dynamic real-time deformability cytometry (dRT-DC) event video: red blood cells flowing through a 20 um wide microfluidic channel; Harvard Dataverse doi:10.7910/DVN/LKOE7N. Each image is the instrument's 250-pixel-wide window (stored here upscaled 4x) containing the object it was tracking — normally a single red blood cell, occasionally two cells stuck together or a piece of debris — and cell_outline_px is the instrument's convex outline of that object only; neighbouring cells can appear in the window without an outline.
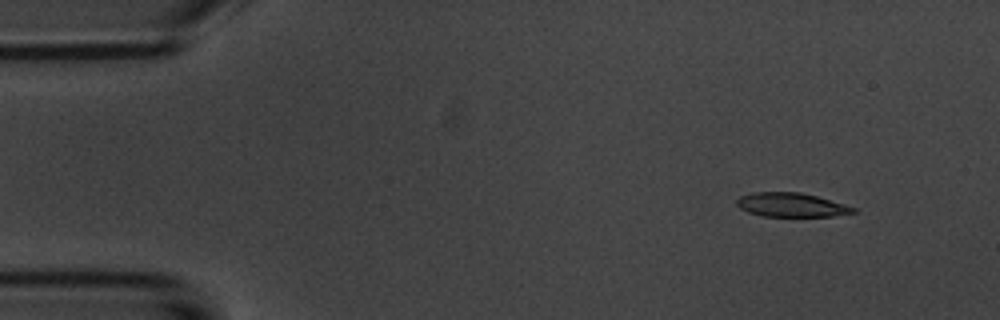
{"species": "common noctule bat (a hibernating species)", "species_latin": "Nyctalus noctula", "temperature_condition": "room temperature", "stored_images_in_passage": 8, "camera_frame_rate_fps": 3000, "um_per_image_px": 0.085, "animal": {"sex": "male", "body_mass_g": 20.1, "forearm_length_mm": 53.5}, "frame": {"image": 1, "passage_image": 2, "time_ms": 1.0, "image_size_px": [1000, 320], "cell_outline_px": [[856, 212], [832, 216], [760, 216], [748, 212], [740, 208], [736, 204], [736, 200], [740, 196], [752, 192], [800, 192], [816, 196], [844, 204], [856, 208]], "centroid_in_image_um": [67.22, 17.41], "position_along_channel_um": 17.8, "area_um2": 16.24}}
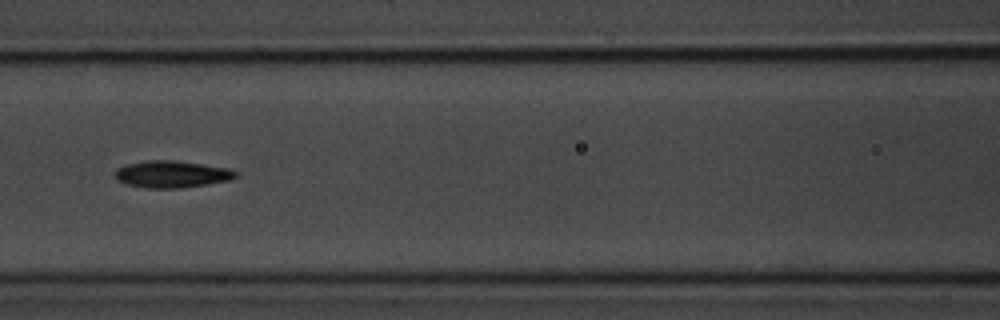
{"frame": {"image": 2, "passage_image": 7, "time_ms": 7.0, "image_size_px": [1000, 320], "cell_outline_px": [[236, 176], [228, 180], [204, 184], [176, 188], [144, 188], [128, 184], [116, 180], [116, 168], [128, 164], [148, 160], [176, 160], [228, 168], [236, 172]], "centroid_in_image_um": [14.55, 14.8], "position_along_channel_um": 152.0, "area_um2": 18.61}}
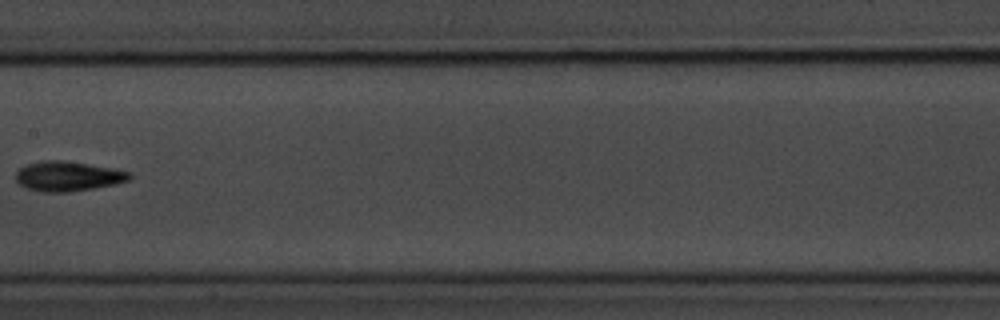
{"frame": {"image": 3, "passage_image": 8, "time_ms": 8.333, "image_size_px": [1000, 320], "cell_outline_px": [[132, 176], [128, 180], [112, 184], [72, 192], [40, 192], [24, 188], [16, 180], [16, 172], [20, 168], [28, 164], [44, 160], [60, 160], [88, 164], [128, 172]], "centroid_in_image_um": [5.69, 14.99], "position_along_channel_um": 201.7, "area_um2": 19.42}}